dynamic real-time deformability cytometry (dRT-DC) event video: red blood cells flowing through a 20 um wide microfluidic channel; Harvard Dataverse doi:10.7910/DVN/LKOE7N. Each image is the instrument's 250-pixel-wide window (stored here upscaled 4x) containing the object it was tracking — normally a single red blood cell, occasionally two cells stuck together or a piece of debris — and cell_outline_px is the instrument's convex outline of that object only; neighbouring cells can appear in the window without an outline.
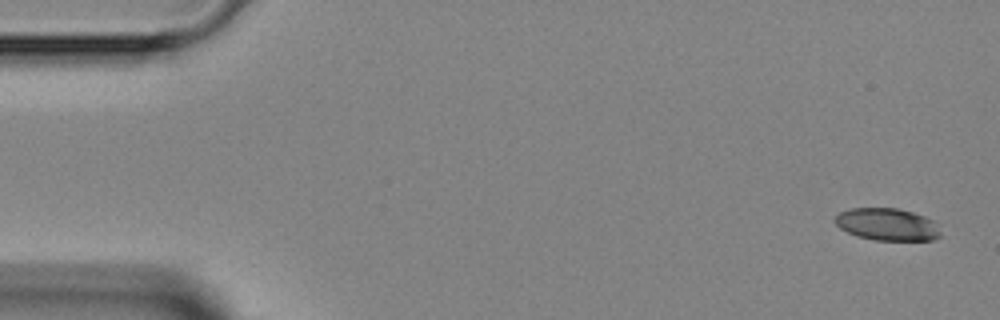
{"species": "Egyptian fruit bat (a non-hibernating species)", "species_latin": "Rousettus aegyptiacus", "temperature_condition": "room temperature", "stored_images_in_passage": 4, "segment_of_instrument_passage": [1, 2], "camera_frame_rate_fps": 3000, "um_per_image_px": 0.085, "animal": {"sex": "female"}, "frame": {"image": 1, "passage_image": 1, "time_ms": 0.0, "image_size_px": [1000, 320], "cell_outline_px": [[940, 236], [932, 240], [876, 240], [856, 236], [840, 228], [832, 220], [840, 212], [852, 208], [900, 208], [924, 216], [932, 220], [940, 232]], "centroid_in_image_um": [75.38, 19.07], "position_along_channel_um": 9.6, "area_um2": 19.77}}